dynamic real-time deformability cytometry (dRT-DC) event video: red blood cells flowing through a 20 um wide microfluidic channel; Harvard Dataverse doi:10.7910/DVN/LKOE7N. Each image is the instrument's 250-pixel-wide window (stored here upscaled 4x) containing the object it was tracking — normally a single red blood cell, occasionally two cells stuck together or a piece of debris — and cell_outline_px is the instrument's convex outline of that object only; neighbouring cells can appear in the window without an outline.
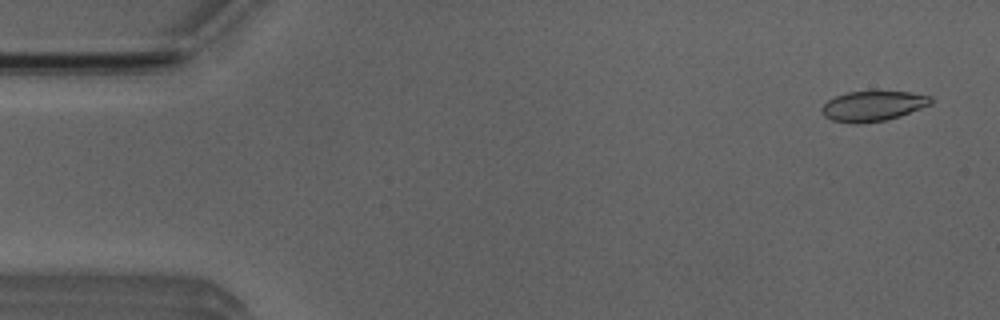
{"species": "Egyptian fruit bat (a non-hibernating species)", "species_latin": "Rousettus aegyptiacus", "temperature_condition": "room temperature", "stored_images_in_passage": 49, "camera_frame_rate_fps": 3000, "um_per_image_px": 0.085, "animal": {"sex": "male"}, "frame": {"image": 1, "passage_image": 1, "time_ms": 0.0, "image_size_px": [1000, 320], "cell_outline_px": [[932, 104], [900, 116], [888, 120], [856, 124], [832, 120], [824, 116], [820, 112], [820, 108], [828, 100], [836, 96], [848, 92], [908, 92], [932, 96]], "centroid_in_image_um": [74.19, 9.02], "position_along_channel_um": 10.8, "area_um2": 19.13}}
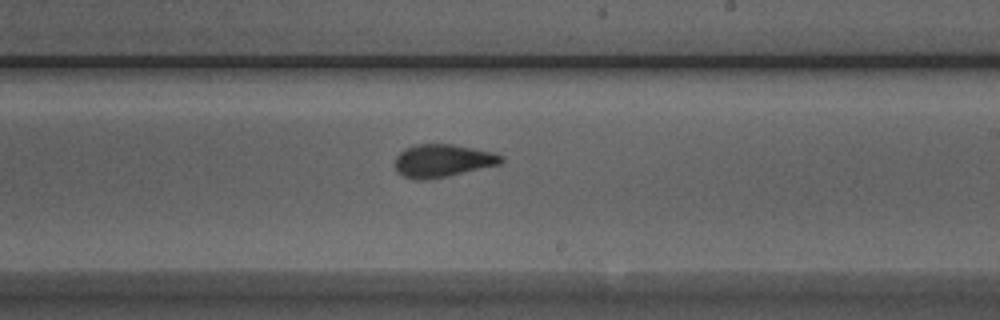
{"frame": {"image": 2, "passage_image": 28, "time_ms": 9.0, "image_size_px": [1000, 320], "cell_outline_px": [[504, 160], [500, 164], [448, 176], [428, 180], [412, 180], [404, 176], [396, 168], [396, 156], [404, 148], [416, 144], [452, 144], [492, 152], [504, 156]], "centroid_in_image_um": [37.62, 13.66], "position_along_channel_um": 251.4, "area_um2": 20.29}}
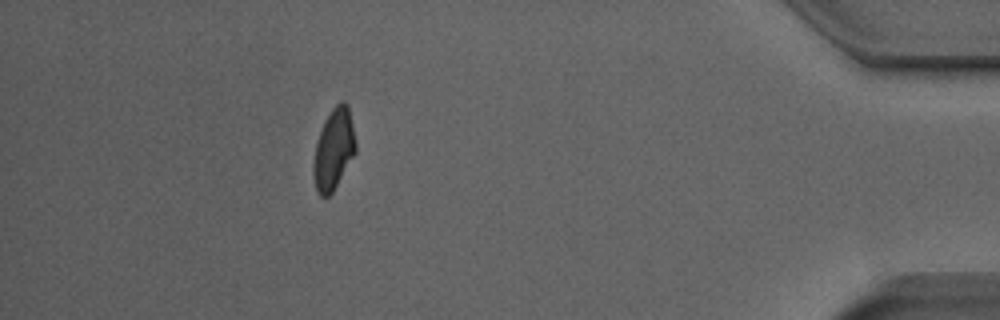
{"frame": {"image": 3, "passage_image": 44, "time_ms": 14.333, "image_size_px": [1000, 320], "cell_outline_px": [[356, 152], [332, 192], [328, 196], [320, 196], [316, 192], [312, 172], [316, 144], [324, 120], [332, 108], [340, 100], [344, 100], [348, 104], [356, 140]], "centroid_in_image_um": [28.37, 12.66], "position_along_channel_um": 406.8, "area_um2": 19.94}, "authors_computed_cell_mechanics": {"area_um2": 20.0566, "velocity_mm_per_s": 3.9921, "shape_relaxation_time_tau1_ms": 5.5904, "shape_relaxation_time_tau2_ms": 1.2668, "deformation_change_tau1": 0.1709, "deformation_change_tau2": 0.0555}}